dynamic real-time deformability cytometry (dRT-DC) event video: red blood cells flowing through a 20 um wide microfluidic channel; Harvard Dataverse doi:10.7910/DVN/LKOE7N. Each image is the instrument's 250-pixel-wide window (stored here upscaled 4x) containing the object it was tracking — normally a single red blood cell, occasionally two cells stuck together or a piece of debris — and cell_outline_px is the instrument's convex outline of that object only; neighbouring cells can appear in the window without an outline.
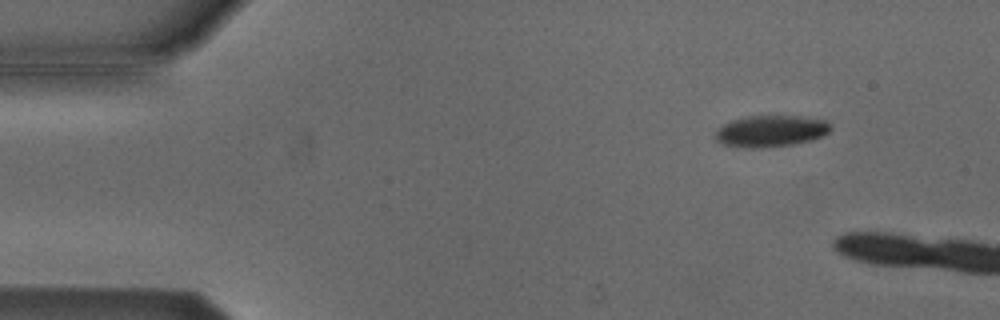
{"species": "Egyptian fruit bat (a non-hibernating species)", "species_latin": "Rousettus aegyptiacus", "temperature_condition": "cold", "stored_images_in_passage": 2, "camera_frame_rate_fps": 3000, "um_per_image_px": 0.085, "animal": {"sex": "male"}, "frame": {"image": 1, "passage_image": 1, "time_ms": 0.0, "image_size_px": [1000, 320], "cell_outline_px": [[832, 128], [828, 132], [812, 140], [792, 144], [760, 148], [748, 148], [724, 144], [716, 140], [716, 132], [724, 124], [732, 120], [744, 116], [800, 116], [824, 120], [832, 124]], "centroid_in_image_um": [65.54, 11.13], "position_along_channel_um": 19.5, "area_um2": 20.98}}